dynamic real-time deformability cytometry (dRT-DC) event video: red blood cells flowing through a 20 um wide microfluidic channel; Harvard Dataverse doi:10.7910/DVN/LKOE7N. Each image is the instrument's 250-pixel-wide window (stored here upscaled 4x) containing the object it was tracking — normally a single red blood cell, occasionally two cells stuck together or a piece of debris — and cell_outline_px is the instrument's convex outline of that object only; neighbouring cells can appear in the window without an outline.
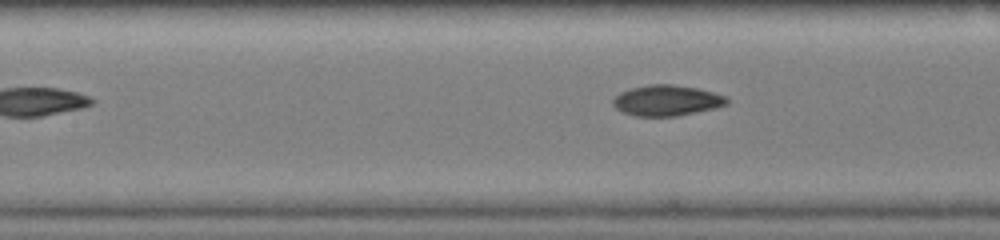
{"species": "common noctule bat (a hibernating species)", "species_latin": "Nyctalus noctula", "temperature_condition": "warm", "stored_images_in_passage": 22, "camera_frame_rate_fps": 3000, "um_per_image_px": 0.085, "animal": {"sex": "female", "body_mass_g": 19.0, "forearm_length_mm": 51.5}, "frame": {"image": 1, "passage_image": 13, "time_ms": 4.0, "image_size_px": [1000, 240], "cell_outline_px": [[728, 104], [716, 108], [676, 116], [636, 116], [624, 112], [616, 108], [612, 104], [612, 100], [620, 92], [632, 88], [648, 84], [672, 84], [696, 88], [728, 96]], "centroid_in_image_um": [56.69, 8.54], "position_along_channel_um": 150.7, "area_um2": 20.35}}